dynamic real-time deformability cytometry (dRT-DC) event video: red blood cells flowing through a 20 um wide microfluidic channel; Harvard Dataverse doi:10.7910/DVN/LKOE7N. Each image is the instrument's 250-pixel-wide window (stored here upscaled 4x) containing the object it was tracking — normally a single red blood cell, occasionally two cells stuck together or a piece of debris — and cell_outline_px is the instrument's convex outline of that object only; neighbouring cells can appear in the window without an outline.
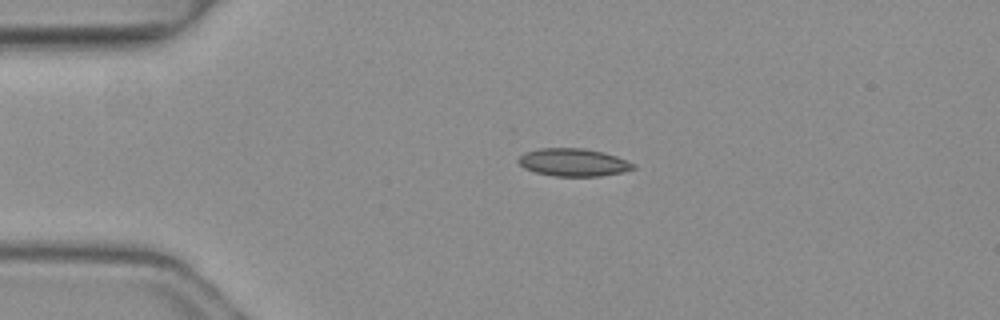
{"species": "common noctule bat (a hibernating species)", "species_latin": "Nyctalus noctula", "temperature_condition": "warm", "stored_images_in_passage": 4, "segment_of_instrument_passage": [1, 2], "camera_frame_rate_fps": 3000, "um_per_image_px": 0.085, "animal": {"sex": "female", "body_mass_g": 19.3, "forearm_length_mm": 54.1}, "frame": {"image": 1, "passage_image": 2, "time_ms": 0.333, "image_size_px": [1000, 320], "cell_outline_px": [[636, 168], [620, 172], [600, 176], [556, 176], [536, 172], [524, 168], [516, 160], [524, 152], [540, 148], [584, 148], [604, 152], [616, 156], [636, 164]], "centroid_in_image_um": [48.73, 13.79], "position_along_channel_um": 36.3, "area_um2": 18.55}}